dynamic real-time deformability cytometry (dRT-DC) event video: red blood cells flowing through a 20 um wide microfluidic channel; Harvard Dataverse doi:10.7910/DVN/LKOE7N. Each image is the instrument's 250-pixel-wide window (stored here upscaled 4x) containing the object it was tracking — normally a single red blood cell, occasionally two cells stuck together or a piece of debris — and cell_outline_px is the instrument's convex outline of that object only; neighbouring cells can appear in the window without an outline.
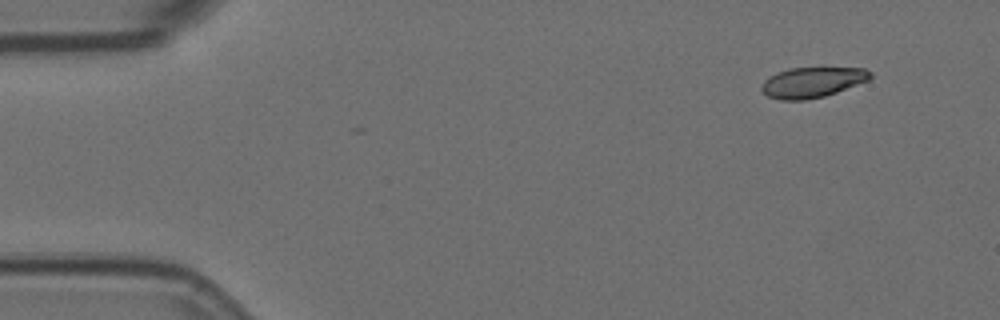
{"species": "Egyptian fruit bat (a non-hibernating species)", "species_latin": "Rousettus aegyptiacus", "temperature_condition": "room temperature", "stored_images_in_passage": 2, "camera_frame_rate_fps": 3000, "um_per_image_px": 0.085, "animal": {"sex": "female"}, "frame": {"image": 1, "passage_image": 1, "time_ms": 0.0, "image_size_px": [1000, 320], "cell_outline_px": [[872, 76], [868, 80], [836, 92], [824, 96], [804, 100], [780, 100], [768, 96], [760, 88], [764, 80], [768, 76], [776, 72], [788, 68], [864, 68], [872, 72]], "centroid_in_image_um": [69.01, 6.99], "position_along_channel_um": 16.0, "area_um2": 19.19}}